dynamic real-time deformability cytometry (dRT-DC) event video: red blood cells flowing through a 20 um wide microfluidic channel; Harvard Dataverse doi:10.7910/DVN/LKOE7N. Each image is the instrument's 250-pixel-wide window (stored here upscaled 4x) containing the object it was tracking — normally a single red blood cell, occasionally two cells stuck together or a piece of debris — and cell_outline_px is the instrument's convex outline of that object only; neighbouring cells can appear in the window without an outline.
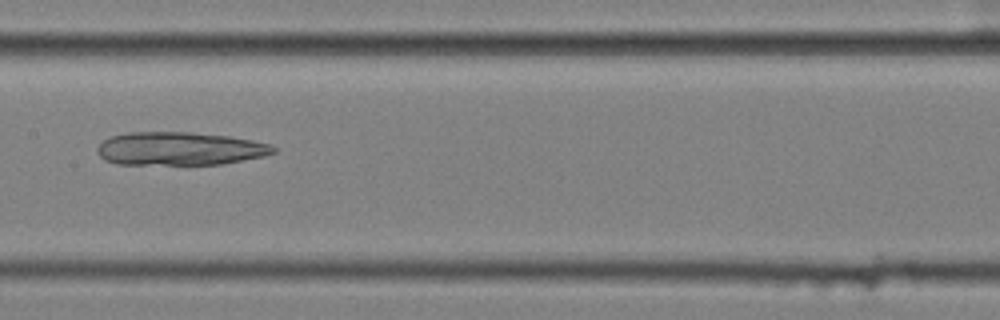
{"species": "common noctule bat (a hibernating species)", "species_latin": "Nyctalus noctula", "temperature_condition": "cold", "stored_images_in_passage": 14, "camera_frame_rate_fps": 3000, "um_per_image_px": 0.085, "animal": {"sex": "female", "body_mass_g": 25.1}, "frame": {"image": 1, "passage_image": 7, "time_ms": 2.0, "image_size_px": [1000, 320], "cell_outline_px": [[276, 152], [264, 156], [220, 164], [116, 164], [104, 160], [96, 152], [96, 148], [104, 140], [112, 136], [124, 132], [188, 132], [228, 136], [252, 140], [272, 144], [276, 148]], "centroid_in_image_um": [15.26, 12.63], "position_along_channel_um": 192.1, "area_um2": 34.16}}
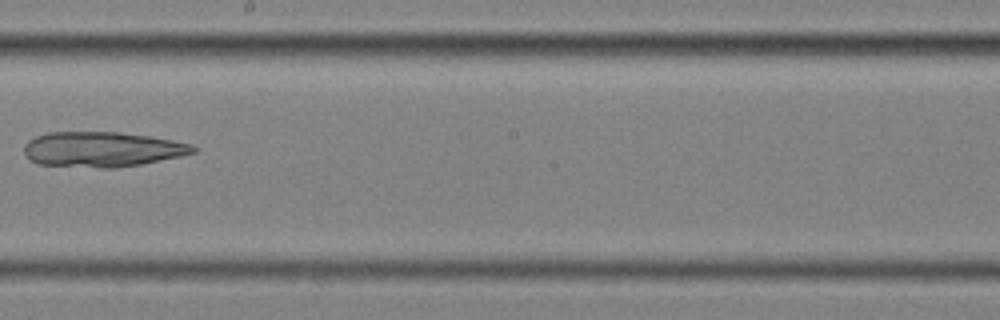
{"frame": {"image": 2, "passage_image": 8, "time_ms": 2.333, "image_size_px": [1000, 320], "cell_outline_px": [[196, 152], [180, 156], [140, 164], [116, 168], [100, 168], [40, 164], [32, 160], [24, 152], [24, 144], [28, 140], [36, 136], [48, 132], [116, 132], [148, 136], [192, 144], [196, 148]], "centroid_in_image_um": [8.67, 12.69], "position_along_channel_um": 239.5, "area_um2": 34.33}}
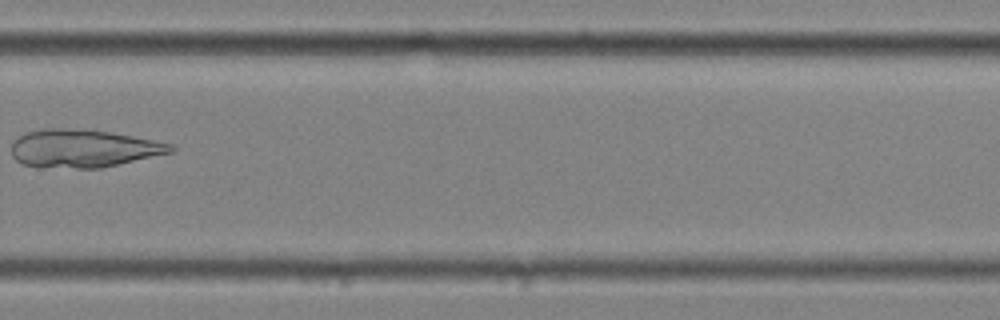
{"frame": {"image": 3, "passage_image": 10, "time_ms": 3.0, "image_size_px": [1000, 320], "cell_outline_px": [[176, 152], [100, 168], [76, 168], [24, 164], [16, 160], [12, 156], [12, 140], [24, 132], [44, 128], [68, 128], [108, 132], [132, 136], [172, 144], [176, 148]], "centroid_in_image_um": [7.1, 12.6], "position_along_channel_um": 322.7, "area_um2": 35.03}}